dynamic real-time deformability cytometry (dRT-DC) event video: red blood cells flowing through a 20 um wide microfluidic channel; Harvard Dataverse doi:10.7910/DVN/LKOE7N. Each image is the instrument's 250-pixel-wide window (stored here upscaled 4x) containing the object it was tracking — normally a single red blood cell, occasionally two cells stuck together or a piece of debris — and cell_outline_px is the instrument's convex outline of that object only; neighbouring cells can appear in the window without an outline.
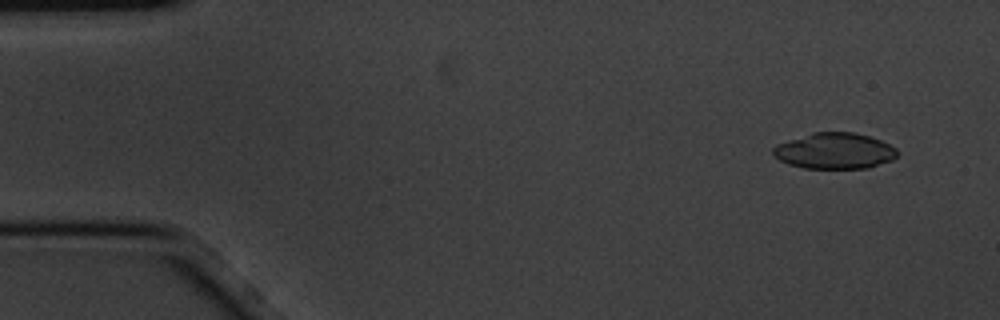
{"species": "common noctule bat (a hibernating species)", "species_latin": "Nyctalus noctula", "temperature_condition": "cold", "stored_images_in_passage": 7, "camera_frame_rate_fps": 3000, "um_per_image_px": 0.085, "animal": {"sex": "male", "body_mass_g": 20.1, "forearm_length_mm": 53.5}, "frame": {"image": 1, "passage_image": 2, "time_ms": 0.333, "image_size_px": [1000, 320], "cell_outline_px": [[896, 156], [892, 160], [868, 168], [804, 168], [788, 164], [772, 156], [772, 148], [776, 144], [812, 132], [856, 132], [880, 140], [896, 148]], "centroid_in_image_um": [70.9, 12.82], "position_along_channel_um": 14.1, "area_um2": 26.07}}